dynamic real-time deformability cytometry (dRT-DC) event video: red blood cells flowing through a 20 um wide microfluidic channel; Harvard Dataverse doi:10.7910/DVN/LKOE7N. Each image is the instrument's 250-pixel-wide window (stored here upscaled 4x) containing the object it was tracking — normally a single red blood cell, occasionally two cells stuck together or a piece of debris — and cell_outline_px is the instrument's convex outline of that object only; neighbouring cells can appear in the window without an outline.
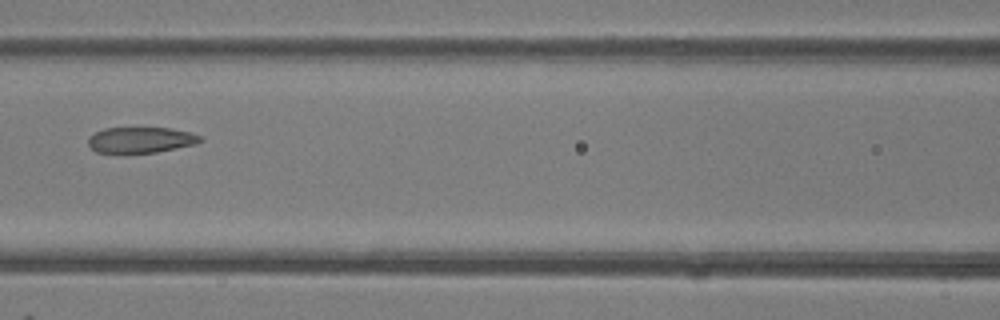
{"species": "common noctule bat (a hibernating species)", "species_latin": "Nyctalus noctula", "temperature_condition": "room temperature", "stored_images_in_passage": 3, "camera_frame_rate_fps": 3000, "um_per_image_px": 0.085, "animal": {"sex": "female"}, "frame": {"image": 1, "passage_image": 3, "time_ms": 2.333, "image_size_px": [1000, 320], "cell_outline_px": [[204, 140], [196, 144], [156, 152], [96, 152], [88, 144], [88, 136], [104, 128], [172, 128], [192, 132], [200, 136]], "centroid_in_image_um": [12.0, 11.88], "position_along_channel_um": 154.6, "area_um2": 16.76}}